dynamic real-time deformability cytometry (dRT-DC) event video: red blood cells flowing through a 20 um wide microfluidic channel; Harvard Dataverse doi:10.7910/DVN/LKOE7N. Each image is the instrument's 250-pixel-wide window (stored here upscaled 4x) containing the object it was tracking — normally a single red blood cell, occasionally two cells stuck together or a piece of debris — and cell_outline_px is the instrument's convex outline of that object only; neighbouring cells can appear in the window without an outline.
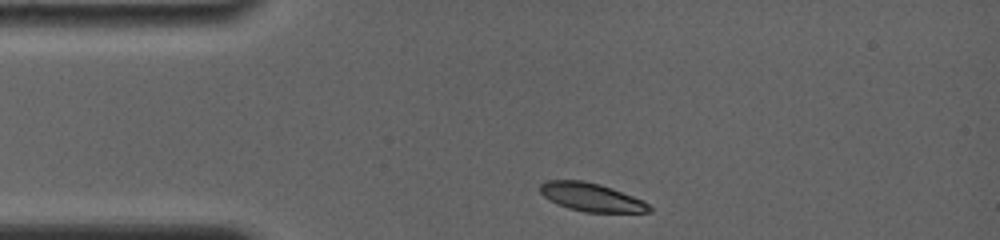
{"species": "common noctule bat (a hibernating species)", "species_latin": "Nyctalus noctula", "temperature_condition": "room temperature", "stored_images_in_passage": 23, "camera_frame_rate_fps": 4000, "um_per_image_px": 0.085, "animal": {"sex": "female", "body_mass_g": 19.0, "forearm_length_mm": 56.7}, "frame": {"image": 1, "passage_image": 1, "time_ms": 0.0, "image_size_px": [1000, 240], "cell_outline_px": [[652, 212], [584, 212], [568, 208], [544, 196], [540, 192], [540, 184], [544, 180], [584, 180], [600, 184], [612, 188], [644, 200], [652, 208]], "centroid_in_image_um": [50.29, 16.75], "position_along_channel_um": 34.7, "area_um2": 17.98}}
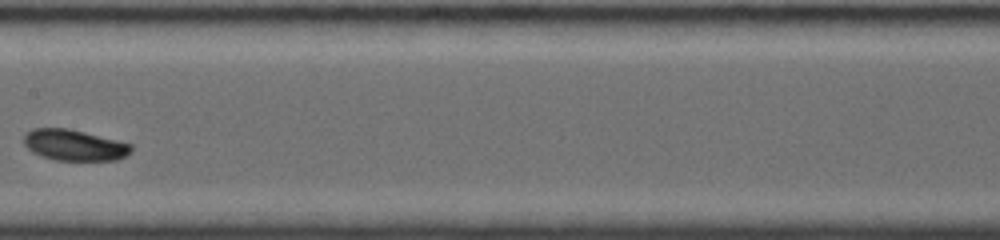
{"frame": {"image": 2, "passage_image": 10, "time_ms": 5.25, "image_size_px": [1000, 240], "cell_outline_px": [[132, 152], [116, 160], [56, 160], [40, 156], [32, 152], [24, 144], [24, 136], [32, 128], [68, 128], [132, 144]], "centroid_in_image_um": [6.3, 12.34], "position_along_channel_um": 201.1, "area_um2": 19.31}}
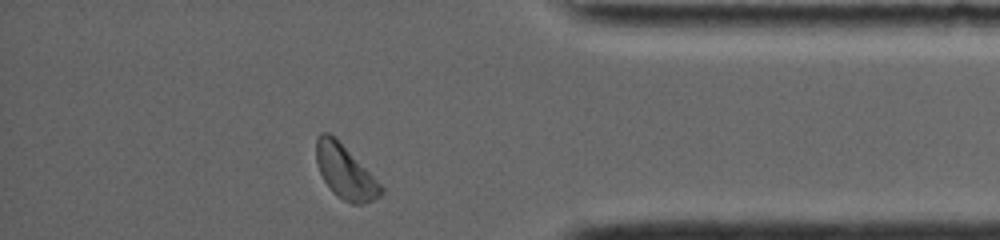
{"frame": {"image": 3, "passage_image": 22, "time_ms": 11.0, "image_size_px": [1000, 240], "cell_outline_px": [[384, 192], [380, 196], [372, 200], [360, 204], [352, 204], [344, 200], [332, 192], [324, 180], [320, 172], [316, 160], [316, 136], [320, 132], [328, 132], [336, 136], [384, 188]], "centroid_in_image_um": [29.32, 14.57], "position_along_channel_um": 405.9, "area_um2": 20.23}, "authors_computed_cell_mechanics": {"area_um2": 19.0162, "velocity_mm_per_s": 3.7577, "shape_relaxation_time_tau1_ms": 1.94, "shape_relaxation_time_tau2_ms": null, "deformation_change_tau1": 0.0744, "deformation_change_tau2": null}}